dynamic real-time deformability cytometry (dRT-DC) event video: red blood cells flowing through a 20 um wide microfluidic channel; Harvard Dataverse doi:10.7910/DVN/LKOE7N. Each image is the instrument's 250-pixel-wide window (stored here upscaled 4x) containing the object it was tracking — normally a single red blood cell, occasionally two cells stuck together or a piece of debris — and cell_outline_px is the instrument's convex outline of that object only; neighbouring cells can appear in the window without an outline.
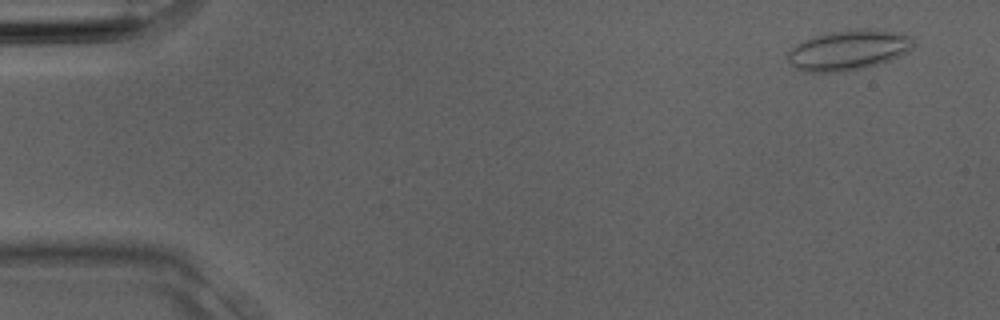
{"species": "Egyptian fruit bat (a non-hibernating species)", "species_latin": "Rousettus aegyptiacus", "temperature_condition": "room temperature", "stored_images_in_passage": 3, "camera_frame_rate_fps": 3000, "um_per_image_px": 0.085, "animal": {"sex": "male"}, "frame": {"image": 1, "passage_image": 1, "time_ms": 0.0, "image_size_px": [1000, 320], "cell_outline_px": [[912, 48], [900, 56], [876, 64], [844, 72], [804, 72], [796, 68], [788, 60], [788, 52], [796, 44], [812, 36], [832, 32], [856, 28], [868, 28], [900, 32], [908, 36], [912, 40]], "centroid_in_image_um": [72.09, 4.25], "position_along_channel_um": 12.9, "area_um2": 29.25}}